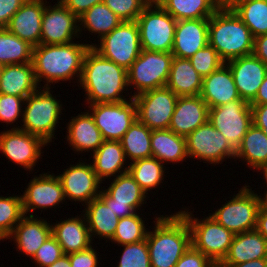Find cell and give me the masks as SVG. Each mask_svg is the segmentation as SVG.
Listing matches in <instances>:
<instances>
[{"label": "cell", "mask_w": 267, "mask_h": 267, "mask_svg": "<svg viewBox=\"0 0 267 267\" xmlns=\"http://www.w3.org/2000/svg\"><path fill=\"white\" fill-rule=\"evenodd\" d=\"M79 84L85 91L88 104L125 101L122 93L129 88L127 70L103 57L91 46L83 59Z\"/></svg>", "instance_id": "1"}, {"label": "cell", "mask_w": 267, "mask_h": 267, "mask_svg": "<svg viewBox=\"0 0 267 267\" xmlns=\"http://www.w3.org/2000/svg\"><path fill=\"white\" fill-rule=\"evenodd\" d=\"M79 42L52 45L40 44L33 47L32 65L39 86L43 81L42 88H50L53 83L71 81L75 77H78L77 83H79L83 59L91 46L89 43Z\"/></svg>", "instance_id": "2"}, {"label": "cell", "mask_w": 267, "mask_h": 267, "mask_svg": "<svg viewBox=\"0 0 267 267\" xmlns=\"http://www.w3.org/2000/svg\"><path fill=\"white\" fill-rule=\"evenodd\" d=\"M146 241L151 267H175L191 244V231L186 219L179 213L159 215Z\"/></svg>", "instance_id": "3"}, {"label": "cell", "mask_w": 267, "mask_h": 267, "mask_svg": "<svg viewBox=\"0 0 267 267\" xmlns=\"http://www.w3.org/2000/svg\"><path fill=\"white\" fill-rule=\"evenodd\" d=\"M208 40L225 63L253 53L254 37L234 11L218 9L209 18Z\"/></svg>", "instance_id": "4"}, {"label": "cell", "mask_w": 267, "mask_h": 267, "mask_svg": "<svg viewBox=\"0 0 267 267\" xmlns=\"http://www.w3.org/2000/svg\"><path fill=\"white\" fill-rule=\"evenodd\" d=\"M50 89L39 87L25 98L21 119L23 125L20 127L21 130L41 138L47 144L55 138L56 127L63 114L61 101L53 96Z\"/></svg>", "instance_id": "5"}, {"label": "cell", "mask_w": 267, "mask_h": 267, "mask_svg": "<svg viewBox=\"0 0 267 267\" xmlns=\"http://www.w3.org/2000/svg\"><path fill=\"white\" fill-rule=\"evenodd\" d=\"M178 211L187 221L191 231L192 246L207 256L214 264L218 265L226 256L234 234L211 216L203 219L193 217V212Z\"/></svg>", "instance_id": "6"}, {"label": "cell", "mask_w": 267, "mask_h": 267, "mask_svg": "<svg viewBox=\"0 0 267 267\" xmlns=\"http://www.w3.org/2000/svg\"><path fill=\"white\" fill-rule=\"evenodd\" d=\"M174 56L171 52L141 51L127 70L128 87L135 89L130 97L166 87Z\"/></svg>", "instance_id": "7"}, {"label": "cell", "mask_w": 267, "mask_h": 267, "mask_svg": "<svg viewBox=\"0 0 267 267\" xmlns=\"http://www.w3.org/2000/svg\"><path fill=\"white\" fill-rule=\"evenodd\" d=\"M250 188L251 186L245 184L236 195L232 196V199L209 216L234 235L254 230L261 206V195Z\"/></svg>", "instance_id": "8"}, {"label": "cell", "mask_w": 267, "mask_h": 267, "mask_svg": "<svg viewBox=\"0 0 267 267\" xmlns=\"http://www.w3.org/2000/svg\"><path fill=\"white\" fill-rule=\"evenodd\" d=\"M91 47L103 57L128 70L140 55L139 27L136 21H122L110 33L102 36Z\"/></svg>", "instance_id": "9"}, {"label": "cell", "mask_w": 267, "mask_h": 267, "mask_svg": "<svg viewBox=\"0 0 267 267\" xmlns=\"http://www.w3.org/2000/svg\"><path fill=\"white\" fill-rule=\"evenodd\" d=\"M136 22L143 50L172 51L177 20L171 14L161 6H147Z\"/></svg>", "instance_id": "10"}, {"label": "cell", "mask_w": 267, "mask_h": 267, "mask_svg": "<svg viewBox=\"0 0 267 267\" xmlns=\"http://www.w3.org/2000/svg\"><path fill=\"white\" fill-rule=\"evenodd\" d=\"M208 121L222 133L230 147L237 152L243 136L253 124L251 106L241 98L209 108Z\"/></svg>", "instance_id": "11"}, {"label": "cell", "mask_w": 267, "mask_h": 267, "mask_svg": "<svg viewBox=\"0 0 267 267\" xmlns=\"http://www.w3.org/2000/svg\"><path fill=\"white\" fill-rule=\"evenodd\" d=\"M88 108L104 140L120 141L137 120L136 102L132 97L118 103L89 104Z\"/></svg>", "instance_id": "12"}, {"label": "cell", "mask_w": 267, "mask_h": 267, "mask_svg": "<svg viewBox=\"0 0 267 267\" xmlns=\"http://www.w3.org/2000/svg\"><path fill=\"white\" fill-rule=\"evenodd\" d=\"M178 97L167 87L149 90L133 97L137 119L151 130L169 129Z\"/></svg>", "instance_id": "13"}, {"label": "cell", "mask_w": 267, "mask_h": 267, "mask_svg": "<svg viewBox=\"0 0 267 267\" xmlns=\"http://www.w3.org/2000/svg\"><path fill=\"white\" fill-rule=\"evenodd\" d=\"M188 158L212 165L222 164L225 158L235 159L236 152L227 139L207 121L186 137Z\"/></svg>", "instance_id": "14"}, {"label": "cell", "mask_w": 267, "mask_h": 267, "mask_svg": "<svg viewBox=\"0 0 267 267\" xmlns=\"http://www.w3.org/2000/svg\"><path fill=\"white\" fill-rule=\"evenodd\" d=\"M112 180L107 189L101 190L98 197L118 218L135 214L145 204L147 194L129 172L120 174Z\"/></svg>", "instance_id": "15"}, {"label": "cell", "mask_w": 267, "mask_h": 267, "mask_svg": "<svg viewBox=\"0 0 267 267\" xmlns=\"http://www.w3.org/2000/svg\"><path fill=\"white\" fill-rule=\"evenodd\" d=\"M49 144L41 138L21 129H10L0 133V152L12 163L32 172L41 158L43 147ZM42 148V149H41Z\"/></svg>", "instance_id": "16"}, {"label": "cell", "mask_w": 267, "mask_h": 267, "mask_svg": "<svg viewBox=\"0 0 267 267\" xmlns=\"http://www.w3.org/2000/svg\"><path fill=\"white\" fill-rule=\"evenodd\" d=\"M79 18L59 0L52 6L46 4L42 24L40 44H68L79 38Z\"/></svg>", "instance_id": "17"}, {"label": "cell", "mask_w": 267, "mask_h": 267, "mask_svg": "<svg viewBox=\"0 0 267 267\" xmlns=\"http://www.w3.org/2000/svg\"><path fill=\"white\" fill-rule=\"evenodd\" d=\"M57 176L62 183L65 200L78 201L83 206L97 198L103 188H100L103 182L96 175L91 163L79 161L75 165L70 164Z\"/></svg>", "instance_id": "18"}, {"label": "cell", "mask_w": 267, "mask_h": 267, "mask_svg": "<svg viewBox=\"0 0 267 267\" xmlns=\"http://www.w3.org/2000/svg\"><path fill=\"white\" fill-rule=\"evenodd\" d=\"M25 189L21 197L26 216H35L32 213L36 211V208L41 209V212L51 207L58 206L59 208V205L66 201L62 183L59 177L52 173L47 172L40 174L39 177L35 176Z\"/></svg>", "instance_id": "19"}, {"label": "cell", "mask_w": 267, "mask_h": 267, "mask_svg": "<svg viewBox=\"0 0 267 267\" xmlns=\"http://www.w3.org/2000/svg\"><path fill=\"white\" fill-rule=\"evenodd\" d=\"M240 97L249 104L255 99L267 75V64L253 54L226 62Z\"/></svg>", "instance_id": "20"}, {"label": "cell", "mask_w": 267, "mask_h": 267, "mask_svg": "<svg viewBox=\"0 0 267 267\" xmlns=\"http://www.w3.org/2000/svg\"><path fill=\"white\" fill-rule=\"evenodd\" d=\"M47 0H26L13 15L6 29L33 47L40 45L41 24Z\"/></svg>", "instance_id": "21"}, {"label": "cell", "mask_w": 267, "mask_h": 267, "mask_svg": "<svg viewBox=\"0 0 267 267\" xmlns=\"http://www.w3.org/2000/svg\"><path fill=\"white\" fill-rule=\"evenodd\" d=\"M209 18L177 20L171 53L178 58L190 59L209 44Z\"/></svg>", "instance_id": "22"}, {"label": "cell", "mask_w": 267, "mask_h": 267, "mask_svg": "<svg viewBox=\"0 0 267 267\" xmlns=\"http://www.w3.org/2000/svg\"><path fill=\"white\" fill-rule=\"evenodd\" d=\"M209 117L207 103L198 96H179L169 129L175 134L187 137Z\"/></svg>", "instance_id": "23"}, {"label": "cell", "mask_w": 267, "mask_h": 267, "mask_svg": "<svg viewBox=\"0 0 267 267\" xmlns=\"http://www.w3.org/2000/svg\"><path fill=\"white\" fill-rule=\"evenodd\" d=\"M52 235V225L43 218L24 216L7 238L16 243V251L33 258L37 250Z\"/></svg>", "instance_id": "24"}, {"label": "cell", "mask_w": 267, "mask_h": 267, "mask_svg": "<svg viewBox=\"0 0 267 267\" xmlns=\"http://www.w3.org/2000/svg\"><path fill=\"white\" fill-rule=\"evenodd\" d=\"M80 216L51 223L52 235L62 247L64 255L86 250L93 244L86 218L84 214Z\"/></svg>", "instance_id": "25"}, {"label": "cell", "mask_w": 267, "mask_h": 267, "mask_svg": "<svg viewBox=\"0 0 267 267\" xmlns=\"http://www.w3.org/2000/svg\"><path fill=\"white\" fill-rule=\"evenodd\" d=\"M200 97L209 108L241 99L231 70L226 63L210 75L203 77Z\"/></svg>", "instance_id": "26"}, {"label": "cell", "mask_w": 267, "mask_h": 267, "mask_svg": "<svg viewBox=\"0 0 267 267\" xmlns=\"http://www.w3.org/2000/svg\"><path fill=\"white\" fill-rule=\"evenodd\" d=\"M81 112L78 116L71 117L67 124V142L71 150L82 154V152L94 153L103 143L104 139L99 128L96 126L91 113Z\"/></svg>", "instance_id": "27"}, {"label": "cell", "mask_w": 267, "mask_h": 267, "mask_svg": "<svg viewBox=\"0 0 267 267\" xmlns=\"http://www.w3.org/2000/svg\"><path fill=\"white\" fill-rule=\"evenodd\" d=\"M267 258V240L256 230L235 234L232 244L218 265H237Z\"/></svg>", "instance_id": "28"}, {"label": "cell", "mask_w": 267, "mask_h": 267, "mask_svg": "<svg viewBox=\"0 0 267 267\" xmlns=\"http://www.w3.org/2000/svg\"><path fill=\"white\" fill-rule=\"evenodd\" d=\"M90 155L93 158L91 162L93 170L102 182L106 178L111 179L112 176L115 178L128 172L129 165L126 164L127 158L120 141L104 140L93 155Z\"/></svg>", "instance_id": "29"}, {"label": "cell", "mask_w": 267, "mask_h": 267, "mask_svg": "<svg viewBox=\"0 0 267 267\" xmlns=\"http://www.w3.org/2000/svg\"><path fill=\"white\" fill-rule=\"evenodd\" d=\"M38 85L32 62L4 65L0 77V93L26 98Z\"/></svg>", "instance_id": "30"}, {"label": "cell", "mask_w": 267, "mask_h": 267, "mask_svg": "<svg viewBox=\"0 0 267 267\" xmlns=\"http://www.w3.org/2000/svg\"><path fill=\"white\" fill-rule=\"evenodd\" d=\"M203 77L193 68L189 59L175 57L172 60L166 87L177 96H198Z\"/></svg>", "instance_id": "31"}, {"label": "cell", "mask_w": 267, "mask_h": 267, "mask_svg": "<svg viewBox=\"0 0 267 267\" xmlns=\"http://www.w3.org/2000/svg\"><path fill=\"white\" fill-rule=\"evenodd\" d=\"M151 149L152 157L163 164L180 163L188 158L186 137L177 135L170 129L152 130Z\"/></svg>", "instance_id": "32"}, {"label": "cell", "mask_w": 267, "mask_h": 267, "mask_svg": "<svg viewBox=\"0 0 267 267\" xmlns=\"http://www.w3.org/2000/svg\"><path fill=\"white\" fill-rule=\"evenodd\" d=\"M84 206L83 214L86 218L91 238L94 240V237L97 236L103 240L105 239L106 242L111 240L120 218L99 197L94 198Z\"/></svg>", "instance_id": "33"}, {"label": "cell", "mask_w": 267, "mask_h": 267, "mask_svg": "<svg viewBox=\"0 0 267 267\" xmlns=\"http://www.w3.org/2000/svg\"><path fill=\"white\" fill-rule=\"evenodd\" d=\"M235 158L244 160L249 168H253L254 172L260 169L267 163V135L252 124L243 136Z\"/></svg>", "instance_id": "34"}, {"label": "cell", "mask_w": 267, "mask_h": 267, "mask_svg": "<svg viewBox=\"0 0 267 267\" xmlns=\"http://www.w3.org/2000/svg\"><path fill=\"white\" fill-rule=\"evenodd\" d=\"M122 20L104 2L92 6L79 17V33L82 30L98 34V40L116 28Z\"/></svg>", "instance_id": "35"}, {"label": "cell", "mask_w": 267, "mask_h": 267, "mask_svg": "<svg viewBox=\"0 0 267 267\" xmlns=\"http://www.w3.org/2000/svg\"><path fill=\"white\" fill-rule=\"evenodd\" d=\"M151 133L152 130L137 119L123 135L120 142L130 163L152 157Z\"/></svg>", "instance_id": "36"}, {"label": "cell", "mask_w": 267, "mask_h": 267, "mask_svg": "<svg viewBox=\"0 0 267 267\" xmlns=\"http://www.w3.org/2000/svg\"><path fill=\"white\" fill-rule=\"evenodd\" d=\"M128 172L147 196L150 190L157 189L161 183L163 184L166 173L164 164L155 157L129 163Z\"/></svg>", "instance_id": "37"}, {"label": "cell", "mask_w": 267, "mask_h": 267, "mask_svg": "<svg viewBox=\"0 0 267 267\" xmlns=\"http://www.w3.org/2000/svg\"><path fill=\"white\" fill-rule=\"evenodd\" d=\"M160 6L176 20L210 18L218 10L215 0H163Z\"/></svg>", "instance_id": "38"}, {"label": "cell", "mask_w": 267, "mask_h": 267, "mask_svg": "<svg viewBox=\"0 0 267 267\" xmlns=\"http://www.w3.org/2000/svg\"><path fill=\"white\" fill-rule=\"evenodd\" d=\"M33 46L10 33L6 28L0 30V64H25L32 62Z\"/></svg>", "instance_id": "39"}, {"label": "cell", "mask_w": 267, "mask_h": 267, "mask_svg": "<svg viewBox=\"0 0 267 267\" xmlns=\"http://www.w3.org/2000/svg\"><path fill=\"white\" fill-rule=\"evenodd\" d=\"M234 12L250 29L254 38L267 34V0H249Z\"/></svg>", "instance_id": "40"}, {"label": "cell", "mask_w": 267, "mask_h": 267, "mask_svg": "<svg viewBox=\"0 0 267 267\" xmlns=\"http://www.w3.org/2000/svg\"><path fill=\"white\" fill-rule=\"evenodd\" d=\"M146 226L144 218L137 212L131 216L120 218L110 241L121 246L145 240L148 233Z\"/></svg>", "instance_id": "41"}, {"label": "cell", "mask_w": 267, "mask_h": 267, "mask_svg": "<svg viewBox=\"0 0 267 267\" xmlns=\"http://www.w3.org/2000/svg\"><path fill=\"white\" fill-rule=\"evenodd\" d=\"M25 216L21 195L0 196V234L7 239Z\"/></svg>", "instance_id": "42"}, {"label": "cell", "mask_w": 267, "mask_h": 267, "mask_svg": "<svg viewBox=\"0 0 267 267\" xmlns=\"http://www.w3.org/2000/svg\"><path fill=\"white\" fill-rule=\"evenodd\" d=\"M124 249L116 267H151L146 239L121 245Z\"/></svg>", "instance_id": "43"}, {"label": "cell", "mask_w": 267, "mask_h": 267, "mask_svg": "<svg viewBox=\"0 0 267 267\" xmlns=\"http://www.w3.org/2000/svg\"><path fill=\"white\" fill-rule=\"evenodd\" d=\"M189 60L202 77L210 75L225 63L209 44L198 50Z\"/></svg>", "instance_id": "44"}, {"label": "cell", "mask_w": 267, "mask_h": 267, "mask_svg": "<svg viewBox=\"0 0 267 267\" xmlns=\"http://www.w3.org/2000/svg\"><path fill=\"white\" fill-rule=\"evenodd\" d=\"M25 98L0 93V121L7 125L13 124L12 129H20L14 123L23 117ZM14 122V123H13ZM12 123V124H11Z\"/></svg>", "instance_id": "45"}, {"label": "cell", "mask_w": 267, "mask_h": 267, "mask_svg": "<svg viewBox=\"0 0 267 267\" xmlns=\"http://www.w3.org/2000/svg\"><path fill=\"white\" fill-rule=\"evenodd\" d=\"M103 2L122 21H136L147 7L142 0H104Z\"/></svg>", "instance_id": "46"}, {"label": "cell", "mask_w": 267, "mask_h": 267, "mask_svg": "<svg viewBox=\"0 0 267 267\" xmlns=\"http://www.w3.org/2000/svg\"><path fill=\"white\" fill-rule=\"evenodd\" d=\"M63 255L62 247L58 244L56 238L51 235L37 250L31 260L35 262L37 267H48Z\"/></svg>", "instance_id": "47"}, {"label": "cell", "mask_w": 267, "mask_h": 267, "mask_svg": "<svg viewBox=\"0 0 267 267\" xmlns=\"http://www.w3.org/2000/svg\"><path fill=\"white\" fill-rule=\"evenodd\" d=\"M215 265L207 256L191 245L175 267H214Z\"/></svg>", "instance_id": "48"}, {"label": "cell", "mask_w": 267, "mask_h": 267, "mask_svg": "<svg viewBox=\"0 0 267 267\" xmlns=\"http://www.w3.org/2000/svg\"><path fill=\"white\" fill-rule=\"evenodd\" d=\"M95 249L96 247L91 246L86 250L68 254L71 267H99V252Z\"/></svg>", "instance_id": "49"}, {"label": "cell", "mask_w": 267, "mask_h": 267, "mask_svg": "<svg viewBox=\"0 0 267 267\" xmlns=\"http://www.w3.org/2000/svg\"><path fill=\"white\" fill-rule=\"evenodd\" d=\"M26 0H0V23L6 28Z\"/></svg>", "instance_id": "50"}, {"label": "cell", "mask_w": 267, "mask_h": 267, "mask_svg": "<svg viewBox=\"0 0 267 267\" xmlns=\"http://www.w3.org/2000/svg\"><path fill=\"white\" fill-rule=\"evenodd\" d=\"M78 18L92 6L102 3L104 0H59Z\"/></svg>", "instance_id": "51"}, {"label": "cell", "mask_w": 267, "mask_h": 267, "mask_svg": "<svg viewBox=\"0 0 267 267\" xmlns=\"http://www.w3.org/2000/svg\"><path fill=\"white\" fill-rule=\"evenodd\" d=\"M250 106L253 124L267 135V104Z\"/></svg>", "instance_id": "52"}, {"label": "cell", "mask_w": 267, "mask_h": 267, "mask_svg": "<svg viewBox=\"0 0 267 267\" xmlns=\"http://www.w3.org/2000/svg\"><path fill=\"white\" fill-rule=\"evenodd\" d=\"M252 54L267 64V34L254 38V48Z\"/></svg>", "instance_id": "53"}, {"label": "cell", "mask_w": 267, "mask_h": 267, "mask_svg": "<svg viewBox=\"0 0 267 267\" xmlns=\"http://www.w3.org/2000/svg\"><path fill=\"white\" fill-rule=\"evenodd\" d=\"M255 229L267 240V208L262 204L257 214Z\"/></svg>", "instance_id": "54"}, {"label": "cell", "mask_w": 267, "mask_h": 267, "mask_svg": "<svg viewBox=\"0 0 267 267\" xmlns=\"http://www.w3.org/2000/svg\"><path fill=\"white\" fill-rule=\"evenodd\" d=\"M249 0H215L217 9L225 11H234L241 4Z\"/></svg>", "instance_id": "55"}, {"label": "cell", "mask_w": 267, "mask_h": 267, "mask_svg": "<svg viewBox=\"0 0 267 267\" xmlns=\"http://www.w3.org/2000/svg\"><path fill=\"white\" fill-rule=\"evenodd\" d=\"M267 104V75L260 85L258 93L255 99L250 103V105H263Z\"/></svg>", "instance_id": "56"}, {"label": "cell", "mask_w": 267, "mask_h": 267, "mask_svg": "<svg viewBox=\"0 0 267 267\" xmlns=\"http://www.w3.org/2000/svg\"><path fill=\"white\" fill-rule=\"evenodd\" d=\"M219 267H267V258L251 260L237 265H218Z\"/></svg>", "instance_id": "57"}, {"label": "cell", "mask_w": 267, "mask_h": 267, "mask_svg": "<svg viewBox=\"0 0 267 267\" xmlns=\"http://www.w3.org/2000/svg\"><path fill=\"white\" fill-rule=\"evenodd\" d=\"M48 267H71L68 255H63L60 259L55 261L52 265Z\"/></svg>", "instance_id": "58"}, {"label": "cell", "mask_w": 267, "mask_h": 267, "mask_svg": "<svg viewBox=\"0 0 267 267\" xmlns=\"http://www.w3.org/2000/svg\"><path fill=\"white\" fill-rule=\"evenodd\" d=\"M146 6H160L163 0H142Z\"/></svg>", "instance_id": "59"}, {"label": "cell", "mask_w": 267, "mask_h": 267, "mask_svg": "<svg viewBox=\"0 0 267 267\" xmlns=\"http://www.w3.org/2000/svg\"><path fill=\"white\" fill-rule=\"evenodd\" d=\"M257 171L261 172L264 176L263 179H265V183L267 184V163H265L260 169ZM267 187V186H266Z\"/></svg>", "instance_id": "60"}, {"label": "cell", "mask_w": 267, "mask_h": 267, "mask_svg": "<svg viewBox=\"0 0 267 267\" xmlns=\"http://www.w3.org/2000/svg\"><path fill=\"white\" fill-rule=\"evenodd\" d=\"M265 194V195H264ZM263 197L261 196V204L267 208V190L264 191Z\"/></svg>", "instance_id": "61"}, {"label": "cell", "mask_w": 267, "mask_h": 267, "mask_svg": "<svg viewBox=\"0 0 267 267\" xmlns=\"http://www.w3.org/2000/svg\"><path fill=\"white\" fill-rule=\"evenodd\" d=\"M2 71H3V65L0 64V77H1Z\"/></svg>", "instance_id": "62"}, {"label": "cell", "mask_w": 267, "mask_h": 267, "mask_svg": "<svg viewBox=\"0 0 267 267\" xmlns=\"http://www.w3.org/2000/svg\"><path fill=\"white\" fill-rule=\"evenodd\" d=\"M4 237L0 234V241L3 240L4 241Z\"/></svg>", "instance_id": "63"}, {"label": "cell", "mask_w": 267, "mask_h": 267, "mask_svg": "<svg viewBox=\"0 0 267 267\" xmlns=\"http://www.w3.org/2000/svg\"><path fill=\"white\" fill-rule=\"evenodd\" d=\"M5 27L0 23V30L4 29Z\"/></svg>", "instance_id": "64"}]
</instances>
